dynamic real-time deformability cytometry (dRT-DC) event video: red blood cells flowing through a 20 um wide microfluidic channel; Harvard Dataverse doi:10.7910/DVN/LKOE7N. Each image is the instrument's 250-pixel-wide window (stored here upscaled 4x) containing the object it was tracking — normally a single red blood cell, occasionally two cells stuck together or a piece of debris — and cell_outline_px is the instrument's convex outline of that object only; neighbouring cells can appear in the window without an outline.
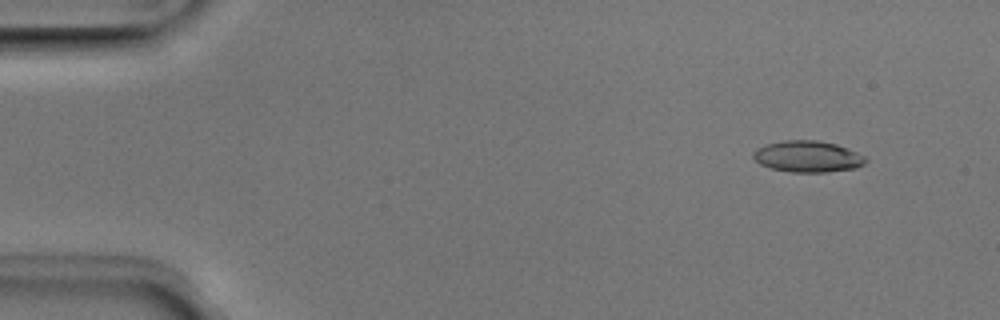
{"species": "Egyptian fruit bat (a non-hibernating species)", "species_latin": "Rousettus aegyptiacus", "temperature_condition": "room temperature", "stored_images_in_passage": 51, "camera_frame_rate_fps": 3000, "um_per_image_px": 0.085, "animal": {"sex": "male"}, "frame": {"image": 1, "passage_image": 5, "time_ms": 1.333, "image_size_px": [1000, 320], "cell_outline_px": [[868, 160], [864, 164], [856, 168], [824, 172], [792, 172], [772, 168], [760, 164], [752, 156], [752, 152], [756, 148], [768, 144], [784, 140], [816, 140], [836, 144], [856, 152], [864, 156]], "centroid_in_image_um": [68.65, 13.3], "position_along_channel_um": 16.4, "area_um2": 20.4}}
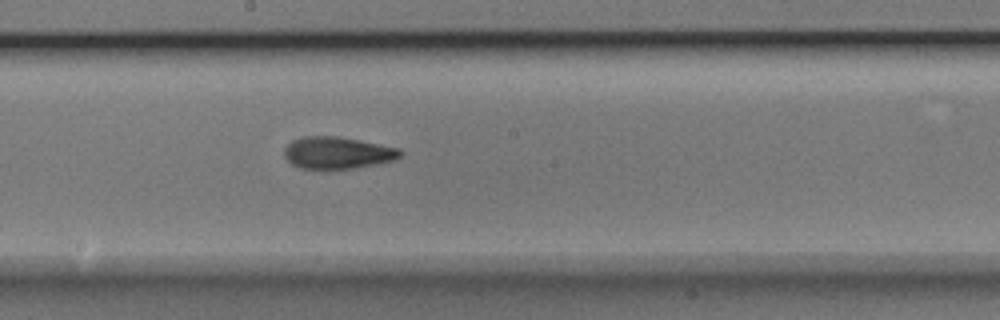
{"frame": {"image": 2, "passage_image": 28, "time_ms": 9.0, "image_size_px": [1000, 320], "cell_outline_px": [[404, 152], [396, 160], [356, 168], [324, 172], [300, 168], [292, 164], [284, 156], [284, 148], [292, 140], [304, 136], [340, 136], [400, 148]], "centroid_in_image_um": [28.68, 13.02], "position_along_channel_um": 219.5, "area_um2": 22.48}}
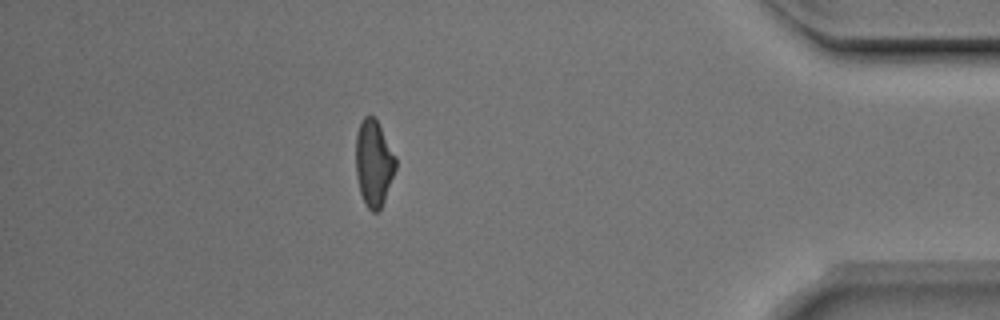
{"frame": {"image": 3, "passage_image": 45, "time_ms": 14.667, "image_size_px": [1000, 320], "cell_outline_px": [[396, 168], [384, 200], [380, 208], [376, 212], [372, 212], [364, 204], [360, 192], [356, 176], [356, 136], [360, 124], [364, 116], [372, 116], [376, 120], [396, 156]], "centroid_in_image_um": [31.76, 13.89], "position_along_channel_um": 403.4, "area_um2": 19.83}, "authors_computed_cell_mechanics": {"area_um2": 20.808, "velocity_mm_per_s": 3.9978, "shape_relaxation_time_tau1_ms": 3.6798, "shape_relaxation_time_tau2_ms": 2.5671, "deformation_change_tau1": 0.1361, "deformation_change_tau2": 0.0989}}